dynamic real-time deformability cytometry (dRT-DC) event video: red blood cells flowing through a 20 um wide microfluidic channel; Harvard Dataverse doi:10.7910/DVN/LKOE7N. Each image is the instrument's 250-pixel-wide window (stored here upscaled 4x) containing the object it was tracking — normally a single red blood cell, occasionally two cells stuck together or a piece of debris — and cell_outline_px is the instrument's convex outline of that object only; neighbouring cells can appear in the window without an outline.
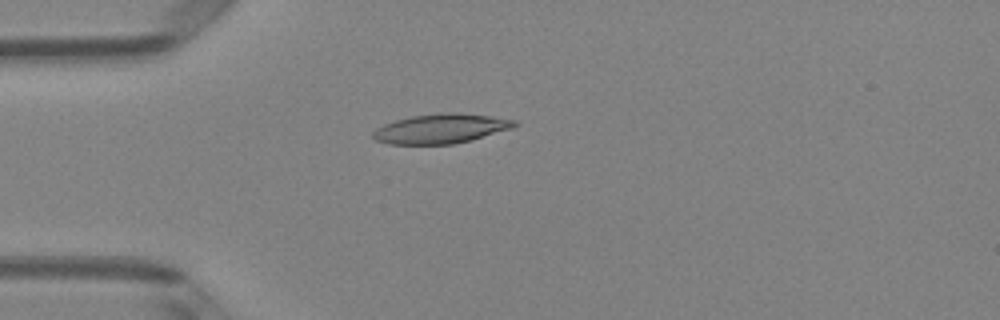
{"species": "Egyptian fruit bat (a non-hibernating species)", "species_latin": "Rousettus aegyptiacus", "temperature_condition": "room temperature", "stored_images_in_passage": 4, "camera_frame_rate_fps": 3000, "um_per_image_px": 0.085, "animal": {"sex": "female"}, "frame": {"image": 1, "passage_image": 4, "time_ms": 1.0, "image_size_px": [1000, 320], "cell_outline_px": [[520, 124], [512, 128], [472, 140], [452, 144], [388, 144], [376, 140], [372, 136], [372, 132], [376, 128], [384, 124], [396, 120], [412, 116], [440, 112], [456, 112], [488, 116], [516, 120]], "centroid_in_image_um": [37.48, 10.93], "position_along_channel_um": 47.5, "area_um2": 24.39}}